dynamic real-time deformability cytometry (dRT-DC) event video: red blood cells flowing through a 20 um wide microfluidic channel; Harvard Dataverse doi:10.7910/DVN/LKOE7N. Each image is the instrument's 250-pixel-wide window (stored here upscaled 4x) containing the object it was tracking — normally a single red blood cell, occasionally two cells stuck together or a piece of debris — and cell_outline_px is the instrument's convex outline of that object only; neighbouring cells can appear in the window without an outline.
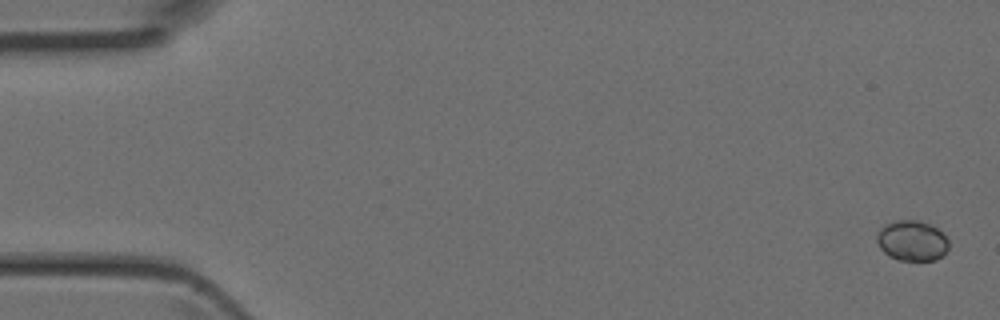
{"species": "Egyptian fruit bat (a non-hibernating species)", "species_latin": "Rousettus aegyptiacus", "temperature_condition": "room temperature", "stored_images_in_passage": 6, "camera_frame_rate_fps": 3000, "um_per_image_px": 0.085, "animal": {"sex": "female"}, "frame": {"image": 1, "passage_image": 1, "time_ms": 0.0, "image_size_px": [1000, 320], "cell_outline_px": [[948, 248], [936, 260], [900, 260], [884, 252], [880, 248], [876, 240], [876, 236], [880, 228], [884, 224], [896, 220], [920, 220], [932, 224], [944, 232], [948, 240]], "centroid_in_image_um": [77.53, 20.42], "position_along_channel_um": 7.5, "area_um2": 17.05}}
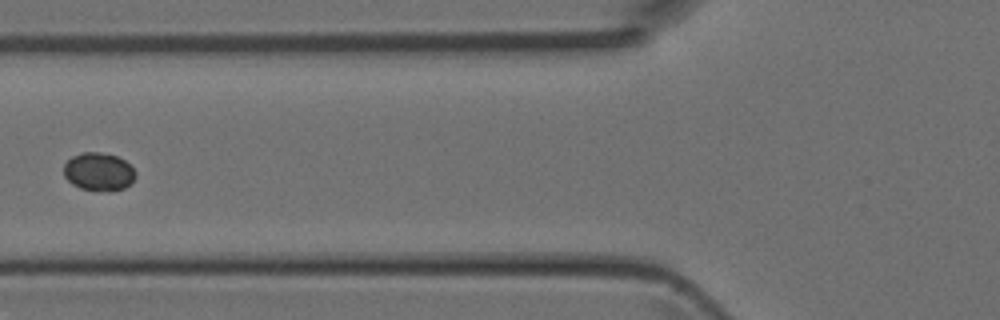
{"frame": {"image": 2, "passage_image": 6, "time_ms": 1.667, "image_size_px": [1000, 320], "cell_outline_px": [[136, 176], [124, 188], [112, 192], [108, 192], [80, 188], [72, 184], [64, 176], [64, 164], [72, 156], [80, 152], [100, 152], [116, 156], [124, 160], [136, 172]], "centroid_in_image_um": [8.37, 14.6], "position_along_channel_um": 117.4, "area_um2": 15.95}}